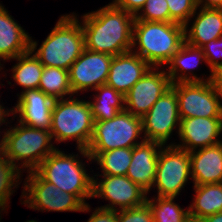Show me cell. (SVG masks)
I'll return each mask as SVG.
<instances>
[{"label":"cell","mask_w":222,"mask_h":222,"mask_svg":"<svg viewBox=\"0 0 222 222\" xmlns=\"http://www.w3.org/2000/svg\"><path fill=\"white\" fill-rule=\"evenodd\" d=\"M82 18L87 50L112 56L132 51L134 15L110 3Z\"/></svg>","instance_id":"1"},{"label":"cell","mask_w":222,"mask_h":222,"mask_svg":"<svg viewBox=\"0 0 222 222\" xmlns=\"http://www.w3.org/2000/svg\"><path fill=\"white\" fill-rule=\"evenodd\" d=\"M185 43V27L175 22L134 20L132 51L150 66L167 64Z\"/></svg>","instance_id":"2"},{"label":"cell","mask_w":222,"mask_h":222,"mask_svg":"<svg viewBox=\"0 0 222 222\" xmlns=\"http://www.w3.org/2000/svg\"><path fill=\"white\" fill-rule=\"evenodd\" d=\"M72 14L61 16L34 53L43 66L59 67L69 71L71 65L84 51V32L81 23L74 13Z\"/></svg>","instance_id":"3"},{"label":"cell","mask_w":222,"mask_h":222,"mask_svg":"<svg viewBox=\"0 0 222 222\" xmlns=\"http://www.w3.org/2000/svg\"><path fill=\"white\" fill-rule=\"evenodd\" d=\"M50 130L32 128L23 125L14 126L4 132L0 141V150L15 165L23 161L21 167L35 171L40 163L57 148L51 143Z\"/></svg>","instance_id":"4"},{"label":"cell","mask_w":222,"mask_h":222,"mask_svg":"<svg viewBox=\"0 0 222 222\" xmlns=\"http://www.w3.org/2000/svg\"><path fill=\"white\" fill-rule=\"evenodd\" d=\"M94 118L89 101L55 100L52 107L51 136L56 141L75 139L78 149H87L93 135Z\"/></svg>","instance_id":"5"},{"label":"cell","mask_w":222,"mask_h":222,"mask_svg":"<svg viewBox=\"0 0 222 222\" xmlns=\"http://www.w3.org/2000/svg\"><path fill=\"white\" fill-rule=\"evenodd\" d=\"M56 149L47 156L35 170L45 181L62 191L76 195L85 205V199L92 197L93 177L86 173L85 165L76 157ZM76 158V159H75Z\"/></svg>","instance_id":"6"},{"label":"cell","mask_w":222,"mask_h":222,"mask_svg":"<svg viewBox=\"0 0 222 222\" xmlns=\"http://www.w3.org/2000/svg\"><path fill=\"white\" fill-rule=\"evenodd\" d=\"M142 132V118L124 110L110 120L95 121L88 148L86 150L78 149V151L90 161L100 152L135 147L145 140L136 141Z\"/></svg>","instance_id":"7"},{"label":"cell","mask_w":222,"mask_h":222,"mask_svg":"<svg viewBox=\"0 0 222 222\" xmlns=\"http://www.w3.org/2000/svg\"><path fill=\"white\" fill-rule=\"evenodd\" d=\"M27 173L29 174L22 192V197L25 196L26 200L22 204H29V208L42 211L89 212V204L85 205L76 195L64 192L45 181L36 171Z\"/></svg>","instance_id":"8"},{"label":"cell","mask_w":222,"mask_h":222,"mask_svg":"<svg viewBox=\"0 0 222 222\" xmlns=\"http://www.w3.org/2000/svg\"><path fill=\"white\" fill-rule=\"evenodd\" d=\"M191 175L189 152L169 144L163 146L158 155L156 176L153 186L158 190V197L175 198L185 186Z\"/></svg>","instance_id":"9"},{"label":"cell","mask_w":222,"mask_h":222,"mask_svg":"<svg viewBox=\"0 0 222 222\" xmlns=\"http://www.w3.org/2000/svg\"><path fill=\"white\" fill-rule=\"evenodd\" d=\"M178 98L180 118L222 117V104L213 81L171 84Z\"/></svg>","instance_id":"10"},{"label":"cell","mask_w":222,"mask_h":222,"mask_svg":"<svg viewBox=\"0 0 222 222\" xmlns=\"http://www.w3.org/2000/svg\"><path fill=\"white\" fill-rule=\"evenodd\" d=\"M180 120L178 98L171 86L142 117L144 139L165 146L177 124L179 133Z\"/></svg>","instance_id":"11"},{"label":"cell","mask_w":222,"mask_h":222,"mask_svg":"<svg viewBox=\"0 0 222 222\" xmlns=\"http://www.w3.org/2000/svg\"><path fill=\"white\" fill-rule=\"evenodd\" d=\"M103 180L99 183L98 178L93 177V194L92 197H101L110 204L100 208L117 210L129 209L143 205L147 201V192L138 184L134 183L127 176L120 175H102ZM121 208V209H120Z\"/></svg>","instance_id":"12"},{"label":"cell","mask_w":222,"mask_h":222,"mask_svg":"<svg viewBox=\"0 0 222 222\" xmlns=\"http://www.w3.org/2000/svg\"><path fill=\"white\" fill-rule=\"evenodd\" d=\"M150 67L125 95V111L143 117L154 103L171 87L167 73Z\"/></svg>","instance_id":"13"},{"label":"cell","mask_w":222,"mask_h":222,"mask_svg":"<svg viewBox=\"0 0 222 222\" xmlns=\"http://www.w3.org/2000/svg\"><path fill=\"white\" fill-rule=\"evenodd\" d=\"M113 56L86 48L69 69L73 94L106 84Z\"/></svg>","instance_id":"14"},{"label":"cell","mask_w":222,"mask_h":222,"mask_svg":"<svg viewBox=\"0 0 222 222\" xmlns=\"http://www.w3.org/2000/svg\"><path fill=\"white\" fill-rule=\"evenodd\" d=\"M222 132V117L181 118L179 138L181 144L174 146L191 152L196 148H205L221 142L217 139Z\"/></svg>","instance_id":"15"},{"label":"cell","mask_w":222,"mask_h":222,"mask_svg":"<svg viewBox=\"0 0 222 222\" xmlns=\"http://www.w3.org/2000/svg\"><path fill=\"white\" fill-rule=\"evenodd\" d=\"M54 99L40 89L26 90L19 95L18 102L11 113H19L21 124L39 129H51Z\"/></svg>","instance_id":"16"},{"label":"cell","mask_w":222,"mask_h":222,"mask_svg":"<svg viewBox=\"0 0 222 222\" xmlns=\"http://www.w3.org/2000/svg\"><path fill=\"white\" fill-rule=\"evenodd\" d=\"M150 67L145 60L132 51L115 55L110 64L106 85L125 96Z\"/></svg>","instance_id":"17"},{"label":"cell","mask_w":222,"mask_h":222,"mask_svg":"<svg viewBox=\"0 0 222 222\" xmlns=\"http://www.w3.org/2000/svg\"><path fill=\"white\" fill-rule=\"evenodd\" d=\"M162 147L158 142L144 140L132 148V160L126 176L147 193L155 180L158 155Z\"/></svg>","instance_id":"18"},{"label":"cell","mask_w":222,"mask_h":222,"mask_svg":"<svg viewBox=\"0 0 222 222\" xmlns=\"http://www.w3.org/2000/svg\"><path fill=\"white\" fill-rule=\"evenodd\" d=\"M197 150L189 152L194 185L222 183V143Z\"/></svg>","instance_id":"19"},{"label":"cell","mask_w":222,"mask_h":222,"mask_svg":"<svg viewBox=\"0 0 222 222\" xmlns=\"http://www.w3.org/2000/svg\"><path fill=\"white\" fill-rule=\"evenodd\" d=\"M30 36L0 4V59L10 60L30 50ZM1 65V63H0ZM2 66H0V70Z\"/></svg>","instance_id":"20"},{"label":"cell","mask_w":222,"mask_h":222,"mask_svg":"<svg viewBox=\"0 0 222 222\" xmlns=\"http://www.w3.org/2000/svg\"><path fill=\"white\" fill-rule=\"evenodd\" d=\"M221 35L222 9L201 8L190 30L185 28V42L198 48Z\"/></svg>","instance_id":"21"},{"label":"cell","mask_w":222,"mask_h":222,"mask_svg":"<svg viewBox=\"0 0 222 222\" xmlns=\"http://www.w3.org/2000/svg\"><path fill=\"white\" fill-rule=\"evenodd\" d=\"M200 61H205L206 63V58L202 49L191 46L185 42L167 63V65L170 66L168 68V72L166 73L170 78L171 84L178 82L212 81L213 76H209L207 80H205L197 77L194 73H191L192 76H189L188 73H186V71L190 72L192 71L191 69H195L200 64ZM179 70L182 73L180 75L178 72Z\"/></svg>","instance_id":"22"},{"label":"cell","mask_w":222,"mask_h":222,"mask_svg":"<svg viewBox=\"0 0 222 222\" xmlns=\"http://www.w3.org/2000/svg\"><path fill=\"white\" fill-rule=\"evenodd\" d=\"M196 196L188 207L189 217L200 221L205 217L222 212V183L194 185Z\"/></svg>","instance_id":"23"},{"label":"cell","mask_w":222,"mask_h":222,"mask_svg":"<svg viewBox=\"0 0 222 222\" xmlns=\"http://www.w3.org/2000/svg\"><path fill=\"white\" fill-rule=\"evenodd\" d=\"M37 45V42L30 38V50L14 58L19 62L11 70L13 72L12 78L25 91L38 89L40 84L44 66L33 54L37 49Z\"/></svg>","instance_id":"24"},{"label":"cell","mask_w":222,"mask_h":222,"mask_svg":"<svg viewBox=\"0 0 222 222\" xmlns=\"http://www.w3.org/2000/svg\"><path fill=\"white\" fill-rule=\"evenodd\" d=\"M94 90L99 93L89 101L94 121L110 120L125 110V96L114 88L104 84Z\"/></svg>","instance_id":"25"},{"label":"cell","mask_w":222,"mask_h":222,"mask_svg":"<svg viewBox=\"0 0 222 222\" xmlns=\"http://www.w3.org/2000/svg\"><path fill=\"white\" fill-rule=\"evenodd\" d=\"M38 89L54 100L63 99L73 94L69 71L59 67L44 66Z\"/></svg>","instance_id":"26"},{"label":"cell","mask_w":222,"mask_h":222,"mask_svg":"<svg viewBox=\"0 0 222 222\" xmlns=\"http://www.w3.org/2000/svg\"><path fill=\"white\" fill-rule=\"evenodd\" d=\"M103 175L126 176L132 160V148H116L100 152L95 158Z\"/></svg>","instance_id":"27"},{"label":"cell","mask_w":222,"mask_h":222,"mask_svg":"<svg viewBox=\"0 0 222 222\" xmlns=\"http://www.w3.org/2000/svg\"><path fill=\"white\" fill-rule=\"evenodd\" d=\"M147 198L153 212L154 222H187L189 217V210L182 209L176 204L171 197H155L153 199Z\"/></svg>","instance_id":"28"},{"label":"cell","mask_w":222,"mask_h":222,"mask_svg":"<svg viewBox=\"0 0 222 222\" xmlns=\"http://www.w3.org/2000/svg\"><path fill=\"white\" fill-rule=\"evenodd\" d=\"M21 167L15 166L0 150V202L7 203L13 194V188L18 186ZM17 179V180H16ZM15 185V186H14Z\"/></svg>","instance_id":"29"},{"label":"cell","mask_w":222,"mask_h":222,"mask_svg":"<svg viewBox=\"0 0 222 222\" xmlns=\"http://www.w3.org/2000/svg\"><path fill=\"white\" fill-rule=\"evenodd\" d=\"M168 3L170 22L188 28V22L195 17L197 5L195 0H166Z\"/></svg>","instance_id":"30"},{"label":"cell","mask_w":222,"mask_h":222,"mask_svg":"<svg viewBox=\"0 0 222 222\" xmlns=\"http://www.w3.org/2000/svg\"><path fill=\"white\" fill-rule=\"evenodd\" d=\"M141 10L143 13L137 14L135 20L170 22V13L166 0H147Z\"/></svg>","instance_id":"31"},{"label":"cell","mask_w":222,"mask_h":222,"mask_svg":"<svg viewBox=\"0 0 222 222\" xmlns=\"http://www.w3.org/2000/svg\"><path fill=\"white\" fill-rule=\"evenodd\" d=\"M201 49L211 70L210 76H214V73L222 71V61H218L219 57L222 58V35L218 39H213L204 44Z\"/></svg>","instance_id":"32"},{"label":"cell","mask_w":222,"mask_h":222,"mask_svg":"<svg viewBox=\"0 0 222 222\" xmlns=\"http://www.w3.org/2000/svg\"><path fill=\"white\" fill-rule=\"evenodd\" d=\"M118 222H154L153 212L147 202L138 207L118 211Z\"/></svg>","instance_id":"33"},{"label":"cell","mask_w":222,"mask_h":222,"mask_svg":"<svg viewBox=\"0 0 222 222\" xmlns=\"http://www.w3.org/2000/svg\"><path fill=\"white\" fill-rule=\"evenodd\" d=\"M87 222H118V210L96 208Z\"/></svg>","instance_id":"34"},{"label":"cell","mask_w":222,"mask_h":222,"mask_svg":"<svg viewBox=\"0 0 222 222\" xmlns=\"http://www.w3.org/2000/svg\"><path fill=\"white\" fill-rule=\"evenodd\" d=\"M147 0H114L111 4L136 16Z\"/></svg>","instance_id":"35"},{"label":"cell","mask_w":222,"mask_h":222,"mask_svg":"<svg viewBox=\"0 0 222 222\" xmlns=\"http://www.w3.org/2000/svg\"><path fill=\"white\" fill-rule=\"evenodd\" d=\"M197 8L222 9V0H195ZM203 4V5H202Z\"/></svg>","instance_id":"36"},{"label":"cell","mask_w":222,"mask_h":222,"mask_svg":"<svg viewBox=\"0 0 222 222\" xmlns=\"http://www.w3.org/2000/svg\"><path fill=\"white\" fill-rule=\"evenodd\" d=\"M212 81L217 89L218 96L221 99L222 98V71L214 73Z\"/></svg>","instance_id":"37"},{"label":"cell","mask_w":222,"mask_h":222,"mask_svg":"<svg viewBox=\"0 0 222 222\" xmlns=\"http://www.w3.org/2000/svg\"><path fill=\"white\" fill-rule=\"evenodd\" d=\"M200 222H222V212L215 213L211 216L205 217Z\"/></svg>","instance_id":"38"},{"label":"cell","mask_w":222,"mask_h":222,"mask_svg":"<svg viewBox=\"0 0 222 222\" xmlns=\"http://www.w3.org/2000/svg\"><path fill=\"white\" fill-rule=\"evenodd\" d=\"M5 107H2V105H0V126L2 123H5L6 119L5 116H9V111L4 110Z\"/></svg>","instance_id":"39"},{"label":"cell","mask_w":222,"mask_h":222,"mask_svg":"<svg viewBox=\"0 0 222 222\" xmlns=\"http://www.w3.org/2000/svg\"><path fill=\"white\" fill-rule=\"evenodd\" d=\"M7 205H8L7 203H1V202H0V207H1L0 210L3 211V210L7 207ZM5 206H6V207H5ZM0 217H1V216H0ZM0 220H1V218H0Z\"/></svg>","instance_id":"40"},{"label":"cell","mask_w":222,"mask_h":222,"mask_svg":"<svg viewBox=\"0 0 222 222\" xmlns=\"http://www.w3.org/2000/svg\"><path fill=\"white\" fill-rule=\"evenodd\" d=\"M187 222H200V221L189 219Z\"/></svg>","instance_id":"41"},{"label":"cell","mask_w":222,"mask_h":222,"mask_svg":"<svg viewBox=\"0 0 222 222\" xmlns=\"http://www.w3.org/2000/svg\"><path fill=\"white\" fill-rule=\"evenodd\" d=\"M27 222H37V221H35V220H29V221H27Z\"/></svg>","instance_id":"42"}]
</instances>
